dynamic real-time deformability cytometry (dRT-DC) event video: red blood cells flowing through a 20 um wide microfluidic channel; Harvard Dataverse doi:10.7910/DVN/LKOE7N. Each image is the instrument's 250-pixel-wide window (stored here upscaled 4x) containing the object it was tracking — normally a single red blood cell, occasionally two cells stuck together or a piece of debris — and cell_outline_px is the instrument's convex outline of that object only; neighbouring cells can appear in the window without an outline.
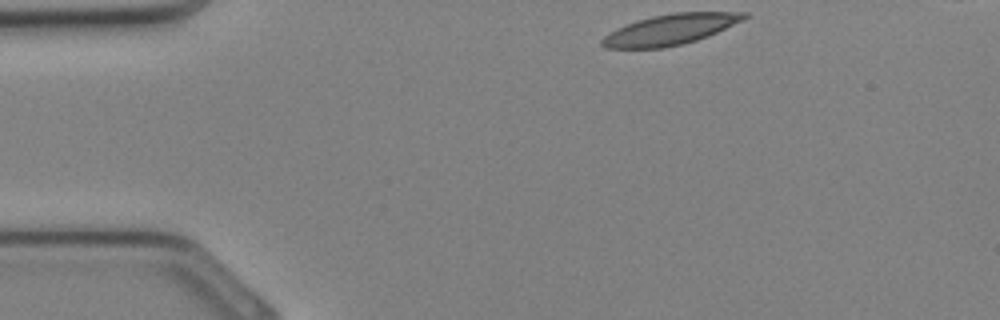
{"species": "Egyptian fruit bat (a non-hibernating species)", "species_latin": "Rousettus aegyptiacus", "temperature_condition": "cold", "stored_images_in_passage": 29, "camera_frame_rate_fps": 3000, "um_per_image_px": 0.085, "animal": {"sex": "female"}, "frame": {"image": 1, "passage_image": 1, "time_ms": 0.0, "image_size_px": [1000, 320], "cell_outline_px": [[748, 16], [744, 20], [708, 36], [696, 40], [664, 48], [604, 48], [600, 44], [600, 40], [604, 36], [616, 28], [636, 20], [652, 16], [672, 12], [748, 12]], "centroid_in_image_um": [56.96, 2.5], "position_along_channel_um": 28.0, "area_um2": 25.37}}
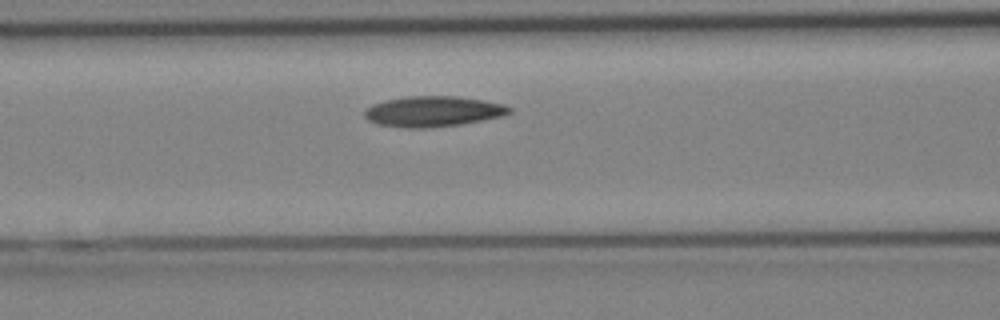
{"frame": {"image": 2, "passage_image": 9, "time_ms": 2.667, "image_size_px": [1000, 320], "cell_outline_px": [[512, 112], [504, 116], [484, 120], [460, 124], [428, 128], [408, 128], [380, 124], [368, 120], [364, 116], [364, 108], [372, 104], [388, 100], [408, 96], [456, 96], [484, 100], [504, 104], [512, 108]], "centroid_in_image_um": [36.84, 9.47], "position_along_channel_um": 129.8, "area_um2": 25.84}}
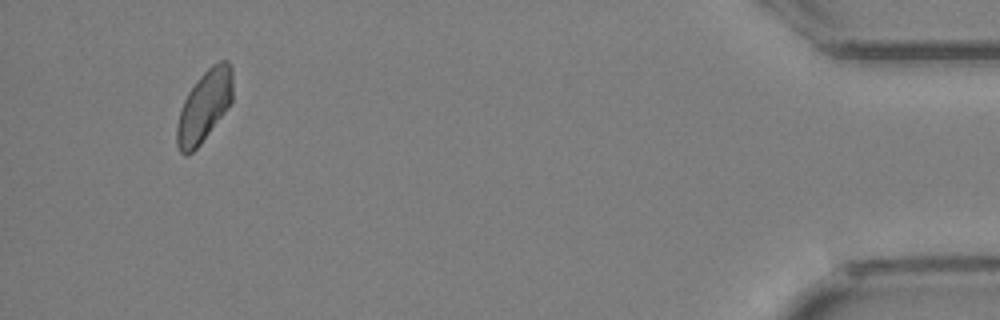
{"frame": {"image": 3, "passage_image": 27, "time_ms": 8.667, "image_size_px": [1000, 320], "cell_outline_px": [[232, 100], [224, 112], [200, 144], [192, 152], [184, 156], [180, 152], [176, 144], [176, 128], [180, 108], [188, 92], [200, 76], [212, 64], [220, 60], [228, 60], [232, 64]], "centroid_in_image_um": [17.35, 9.0], "position_along_channel_um": 417.9, "area_um2": 23.12}}